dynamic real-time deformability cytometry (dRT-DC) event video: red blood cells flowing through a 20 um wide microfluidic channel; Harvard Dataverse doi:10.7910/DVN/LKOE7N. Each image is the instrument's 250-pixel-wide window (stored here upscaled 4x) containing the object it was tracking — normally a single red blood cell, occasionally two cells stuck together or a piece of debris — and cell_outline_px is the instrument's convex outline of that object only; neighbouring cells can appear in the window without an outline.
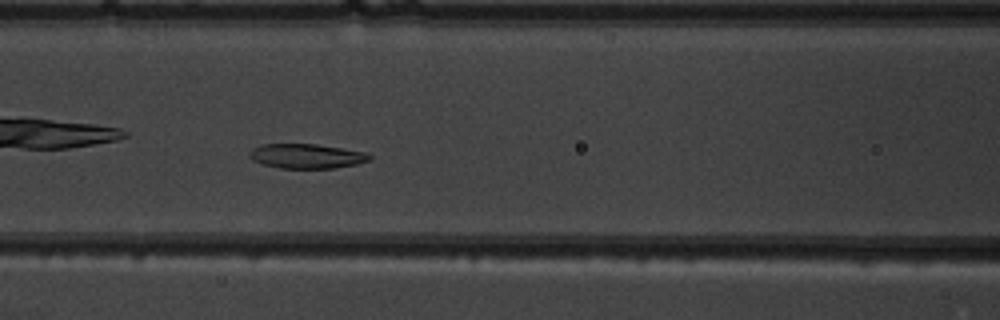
{"species": "common noctule bat (a hibernating species)", "species_latin": "Nyctalus noctula", "temperature_condition": "warm", "stored_images_in_passage": 54, "camera_frame_rate_fps": 3000, "um_per_image_px": 0.085, "animal": {"sex": "male", "body_mass_g": 19.5, "forearm_length_mm": 54.6}, "frame": {"image": 1, "passage_image": 25, "time_ms": 8.0, "image_size_px": [1000, 320], "cell_outline_px": [[372, 160], [356, 164], [336, 168], [280, 168], [264, 164], [252, 160], [248, 156], [252, 148], [264, 144], [316, 144], [364, 152], [372, 156]], "centroid_in_image_um": [26.06, 13.27], "position_along_channel_um": 140.5, "area_um2": 17.11}}
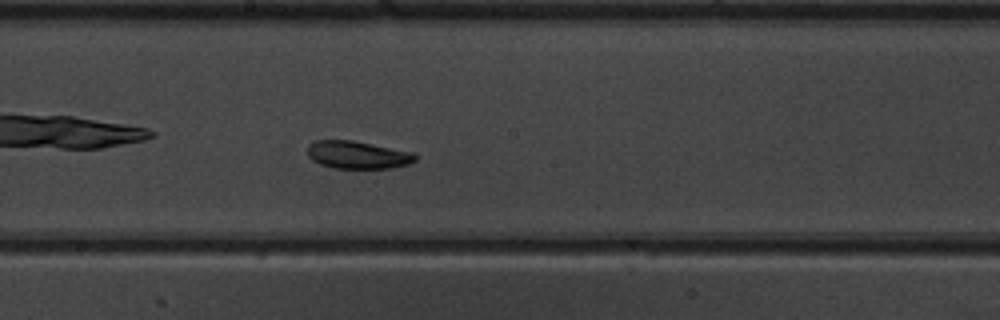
{"frame": {"image": 2, "passage_image": 31, "time_ms": 10.0, "image_size_px": [1000, 320], "cell_outline_px": [[416, 160], [408, 164], [392, 168], [332, 168], [320, 164], [312, 160], [308, 156], [308, 144], [312, 140], [352, 140], [416, 152]], "centroid_in_image_um": [30.4, 13.15], "position_along_channel_um": 217.8, "area_um2": 17.63}}
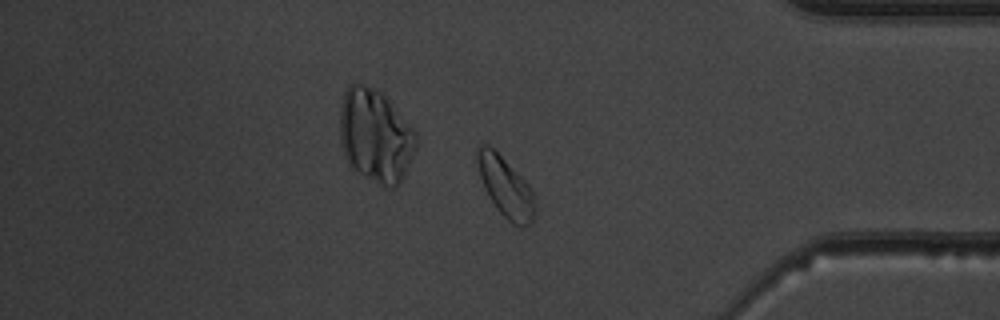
{"frame": {"image": 3, "passage_image": 46, "time_ms": 15.0, "image_size_px": [1000, 320], "cell_outline_px": [[536, 212], [532, 224], [520, 228], [512, 224], [496, 208], [484, 188], [480, 176], [476, 160], [476, 148], [480, 144], [488, 144], [532, 188], [536, 196]], "centroid_in_image_um": [43.01, 15.95], "position_along_channel_um": 392.2, "area_um2": 20.35}, "authors_computed_cell_mechanics": {"area_um2": 19.9988, "velocity_mm_per_s": 3.8739, "shape_relaxation_time_tau1_ms": 5.3998, "shape_relaxation_time_tau2_ms": 3.6153, "deformation_change_tau1": 0.1213, "deformation_change_tau2": 0.0909}}